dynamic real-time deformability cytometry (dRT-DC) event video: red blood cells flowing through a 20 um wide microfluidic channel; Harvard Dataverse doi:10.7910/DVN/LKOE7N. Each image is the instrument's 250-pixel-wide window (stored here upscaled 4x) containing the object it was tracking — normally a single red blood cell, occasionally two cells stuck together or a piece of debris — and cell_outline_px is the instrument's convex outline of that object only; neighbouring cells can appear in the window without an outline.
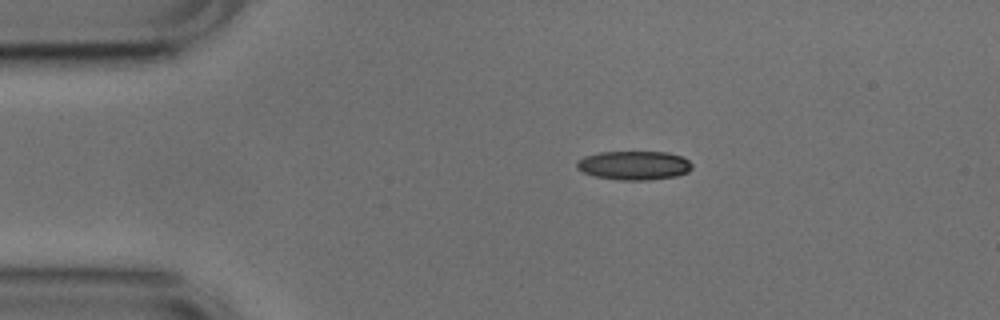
{"species": "common noctule bat (a hibernating species)", "species_latin": "Nyctalus noctula", "temperature_condition": "cold", "stored_images_in_passage": 44, "camera_frame_rate_fps": 3000, "um_per_image_px": 0.085, "animal": {"sex": "male", "body_mass_g": 17.9, "forearm_length_mm": 54.2}, "frame": {"image": 1, "passage_image": 1, "time_ms": 0.0, "image_size_px": [1000, 320], "cell_outline_px": [[692, 168], [688, 172], [676, 176], [648, 180], [620, 180], [596, 176], [584, 172], [576, 168], [576, 160], [584, 156], [600, 152], [668, 152], [684, 156], [692, 164]], "centroid_in_image_um": [53.91, 14.05], "position_along_channel_um": 31.1, "area_um2": 19.54}}
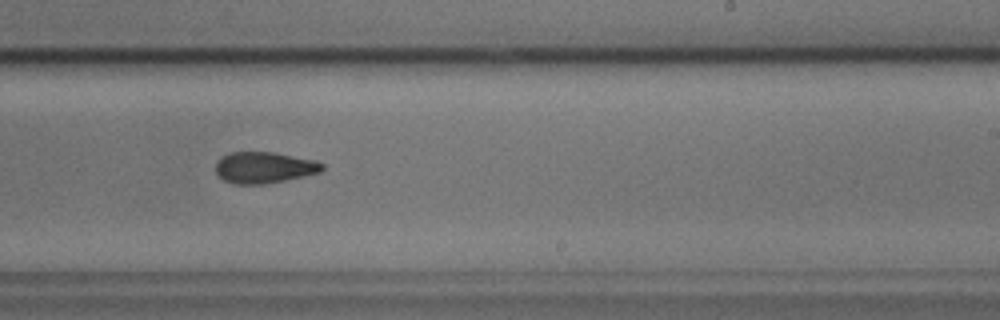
{"frame": {"image": 2, "passage_image": 23, "time_ms": 7.333, "image_size_px": [1000, 320], "cell_outline_px": [[324, 168], [320, 172], [304, 176], [264, 184], [236, 184], [224, 180], [216, 172], [216, 160], [220, 156], [228, 152], [276, 152], [316, 160], [324, 164]], "centroid_in_image_um": [22.45, 14.22], "position_along_channel_um": 266.6, "area_um2": 19.59}}
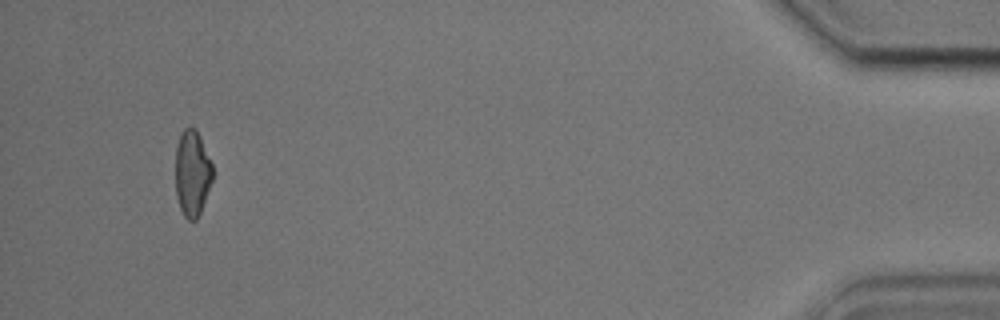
{"frame": {"image": 3, "passage_image": 41, "time_ms": 13.333, "image_size_px": [1000, 320], "cell_outline_px": [[212, 180], [200, 212], [196, 220], [188, 220], [184, 216], [180, 208], [176, 196], [176, 148], [180, 136], [184, 128], [196, 128], [200, 136], [212, 164]], "centroid_in_image_um": [16.33, 14.73], "position_along_channel_um": 418.9, "area_um2": 18.38}, "authors_computed_cell_mechanics": {"area_um2": 19.6809, "velocity_mm_per_s": 3.793, "shape_relaxation_time_tau1_ms": 6.258, "shape_relaxation_time_tau2_ms": 2.972, "deformation_change_tau1": 0.1878, "deformation_change_tau2": 0.1048}}